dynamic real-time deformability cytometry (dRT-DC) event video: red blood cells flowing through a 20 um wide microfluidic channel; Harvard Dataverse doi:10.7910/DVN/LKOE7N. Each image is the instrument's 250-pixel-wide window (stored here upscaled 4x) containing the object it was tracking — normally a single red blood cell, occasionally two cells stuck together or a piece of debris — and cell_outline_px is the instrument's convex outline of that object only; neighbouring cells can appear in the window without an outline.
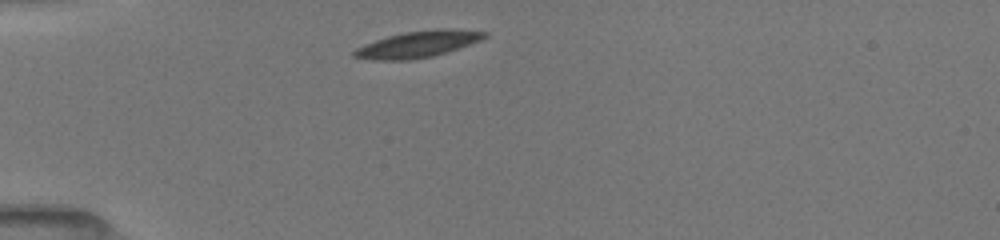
{"species": "common noctule bat (a hibernating species)", "species_latin": "Nyctalus noctula", "temperature_condition": "room temperature", "stored_images_in_passage": 3, "camera_frame_rate_fps": 3000, "um_per_image_px": 0.085, "animal": {"sex": "female", "body_mass_g": 19.5, "forearm_length_mm": 54.1}, "frame": {"image": 1, "passage_image": 1, "time_ms": 0.0, "image_size_px": [1000, 240], "cell_outline_px": [[488, 36], [484, 40], [432, 56], [412, 60], [372, 60], [352, 56], [352, 52], [356, 48], [364, 44], [388, 36], [404, 32], [488, 32]], "centroid_in_image_um": [35.38, 3.83], "position_along_channel_um": 49.6, "area_um2": 18.84}}
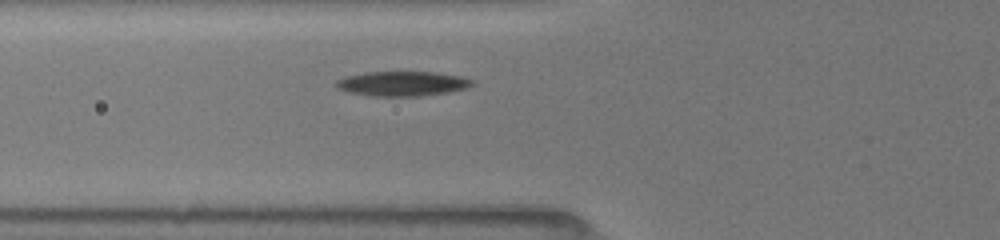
{"frame": {"image": 2, "passage_image": 3, "time_ms": 1.667, "image_size_px": [1000, 240], "cell_outline_px": [[476, 84], [468, 88], [448, 92], [420, 96], [372, 96], [348, 92], [336, 88], [336, 80], [348, 76], [364, 72], [436, 72], [464, 76], [476, 80]], "centroid_in_image_um": [34.28, 7.1], "position_along_channel_um": 91.5, "area_um2": 19.88}}